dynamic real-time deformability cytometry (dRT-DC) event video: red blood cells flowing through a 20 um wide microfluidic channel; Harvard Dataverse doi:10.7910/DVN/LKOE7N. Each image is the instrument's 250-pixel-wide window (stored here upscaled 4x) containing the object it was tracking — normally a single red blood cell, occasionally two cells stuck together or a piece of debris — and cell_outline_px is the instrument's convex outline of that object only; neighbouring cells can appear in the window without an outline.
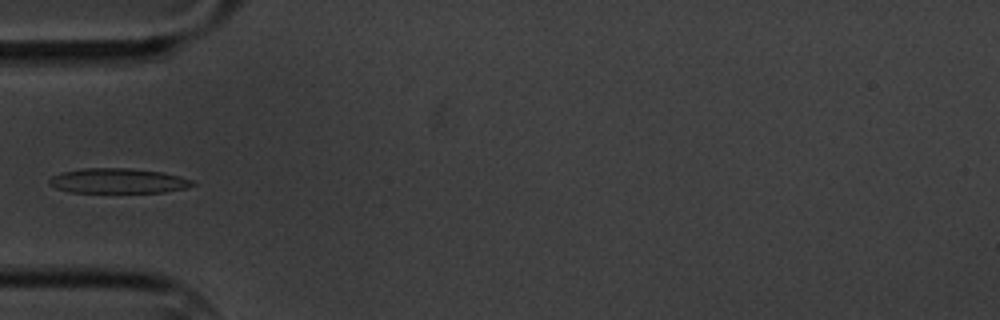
{"species": "common noctule bat (a hibernating species)", "species_latin": "Nyctalus noctula", "temperature_condition": "cold", "stored_images_in_passage": 11, "camera_frame_rate_fps": 3000, "um_per_image_px": 0.085, "animal": {"sex": "male", "body_mass_g": 20.1, "forearm_length_mm": 53.5}, "frame": {"image": 1, "passage_image": 5, "time_ms": 5.333, "image_size_px": [1000, 320], "cell_outline_px": [[196, 184], [188, 188], [164, 192], [68, 192], [56, 188], [48, 184], [48, 180], [52, 176], [60, 172], [84, 168], [132, 168], [164, 172], [180, 176], [192, 180]], "centroid_in_image_um": [10.04, 15.37], "position_along_channel_um": 75.0, "area_um2": 21.04}}
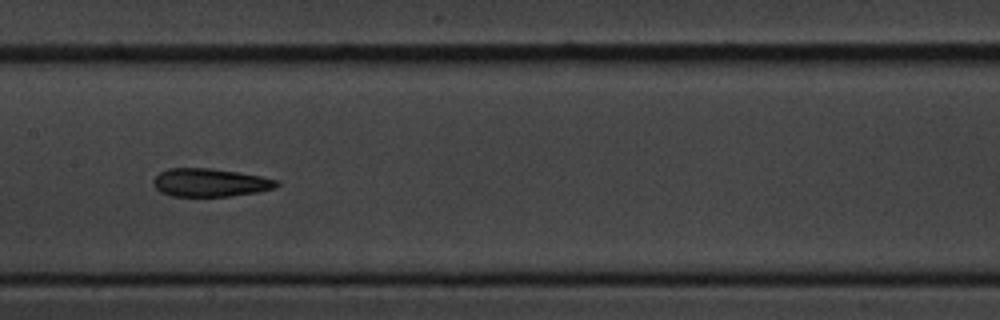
{"frame": {"image": 2, "passage_image": 8, "time_ms": 8.667, "image_size_px": [1000, 320], "cell_outline_px": [[280, 184], [276, 188], [260, 192], [228, 196], [172, 196], [160, 192], [152, 184], [152, 180], [160, 172], [168, 168], [212, 168], [260, 176], [280, 180]], "centroid_in_image_um": [17.87, 15.52], "position_along_channel_um": 189.5, "area_um2": 20.4}}
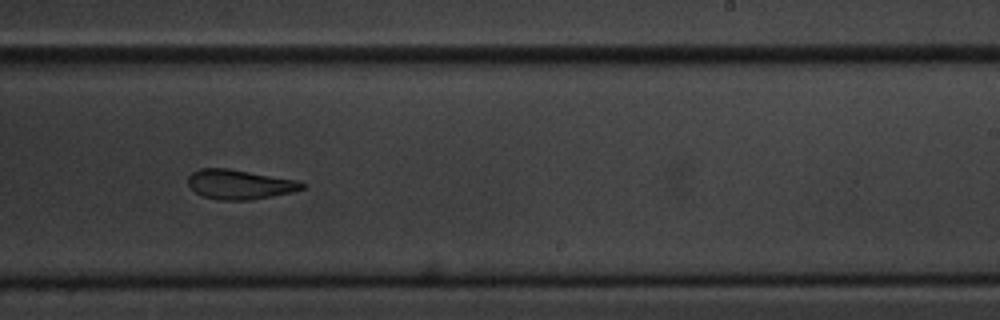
{"frame": {"image": 3, "passage_image": 10, "time_ms": 11.0, "image_size_px": [1000, 320], "cell_outline_px": [[308, 184], [304, 188], [292, 192], [252, 200], [220, 200], [204, 196], [196, 192], [188, 184], [188, 176], [192, 172], [200, 168], [228, 168], [296, 180]], "centroid_in_image_um": [20.38, 15.67], "position_along_channel_um": 268.6, "area_um2": 19.59}}